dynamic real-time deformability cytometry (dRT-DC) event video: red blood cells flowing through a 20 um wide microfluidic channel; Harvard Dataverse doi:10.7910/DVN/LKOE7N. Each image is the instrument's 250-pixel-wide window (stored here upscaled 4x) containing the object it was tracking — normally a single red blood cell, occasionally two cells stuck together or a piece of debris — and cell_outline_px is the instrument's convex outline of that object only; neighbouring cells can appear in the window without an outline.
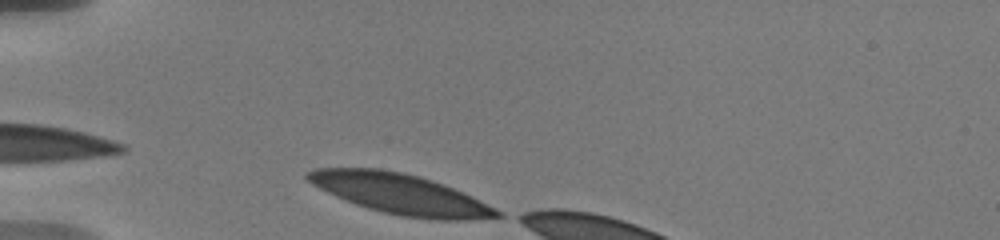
{"species": "human", "species_latin": "Homo sapiens", "temperature_condition": "warm", "stored_images_in_passage": 3, "camera_frame_rate_fps": 3000, "um_per_image_px": 0.085, "donor": {"sex": "male"}, "frame": {"image": 1, "passage_image": 1, "time_ms": 0.0, "image_size_px": [1000, 240], "cell_outline_px": [[504, 216], [468, 220], [436, 220], [404, 216], [384, 212], [368, 208], [356, 204], [336, 196], [312, 184], [304, 176], [308, 172], [316, 168], [380, 168], [404, 172], [432, 180], [452, 188], [496, 208], [504, 212]], "centroid_in_image_um": [34.04, 16.48], "position_along_channel_um": 51.0, "area_um2": 43.99}}